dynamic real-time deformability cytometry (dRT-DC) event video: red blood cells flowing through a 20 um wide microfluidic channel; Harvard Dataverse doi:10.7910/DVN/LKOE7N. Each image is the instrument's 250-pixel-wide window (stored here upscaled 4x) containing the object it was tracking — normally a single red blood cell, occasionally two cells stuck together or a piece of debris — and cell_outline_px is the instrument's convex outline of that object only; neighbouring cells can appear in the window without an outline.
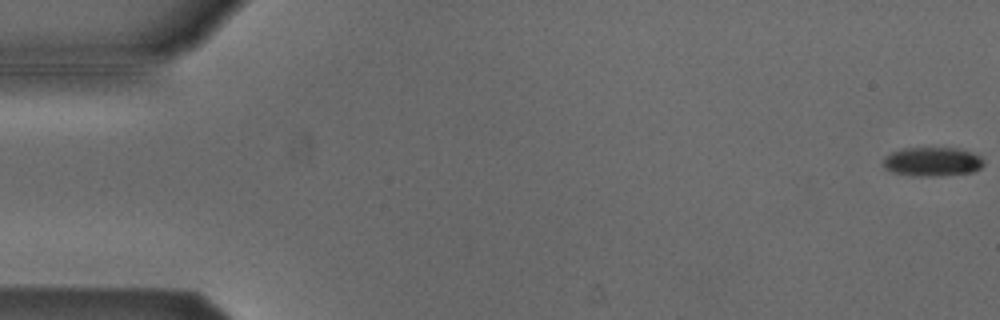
{"species": "Egyptian fruit bat (a non-hibernating species)", "species_latin": "Rousettus aegyptiacus", "temperature_condition": "cold", "stored_images_in_passage": 54, "camera_frame_rate_fps": 3000, "um_per_image_px": 0.085, "animal": {"sex": "male"}, "frame": {"image": 1, "passage_image": 1, "time_ms": 0.0, "image_size_px": [1000, 320], "cell_outline_px": [[984, 164], [980, 168], [972, 172], [936, 176], [912, 176], [892, 172], [884, 168], [884, 156], [892, 152], [904, 148], [960, 148], [972, 152], [980, 156], [984, 160]], "centroid_in_image_um": [79.25, 13.74], "position_along_channel_um": 5.7, "area_um2": 17.11}}
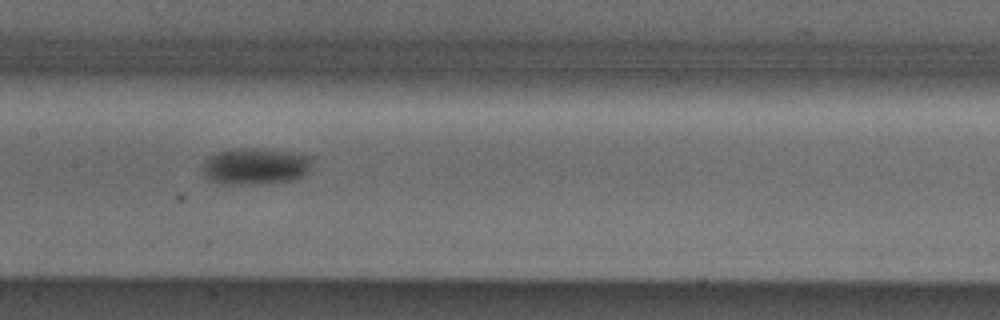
{"frame": {"image": 2, "passage_image": 27, "time_ms": 8.667, "image_size_px": [1000, 320], "cell_outline_px": [[312, 160], [308, 172], [304, 176], [292, 180], [268, 184], [220, 184], [208, 176], [204, 172], [204, 160], [208, 156], [220, 152], [244, 148], [252, 148], [292, 152], [312, 156]], "centroid_in_image_um": [21.77, 14.14], "position_along_channel_um": 185.6, "area_um2": 23.18}}
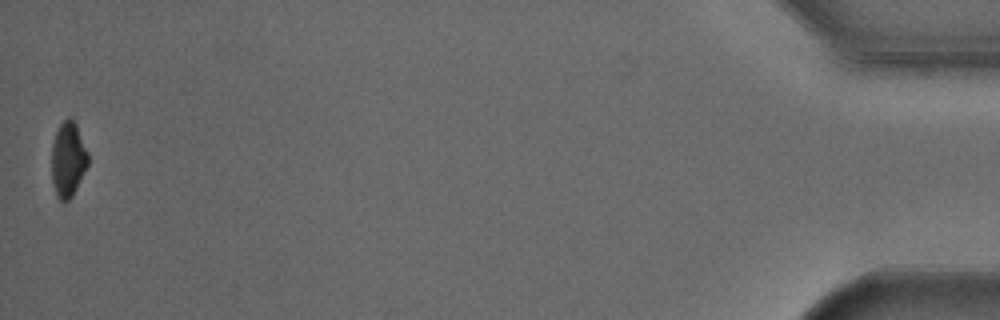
{"frame": {"image": 3, "passage_image": 54, "time_ms": 17.667, "image_size_px": [1000, 320], "cell_outline_px": [[88, 164], [72, 196], [64, 204], [56, 196], [52, 180], [52, 144], [56, 132], [60, 124], [68, 116], [76, 124], [88, 152]], "centroid_in_image_um": [5.78, 13.57], "position_along_channel_um": 429.4, "area_um2": 15.84}, "authors_computed_cell_mechanics": {"area_um2": 19.363, "velocity_mm_per_s": 3.8273, "shape_relaxation_time_tau1_ms": 1.5391, "shape_relaxation_time_tau2_ms": null, "deformation_change_tau1": 0.053, "deformation_change_tau2": null}}